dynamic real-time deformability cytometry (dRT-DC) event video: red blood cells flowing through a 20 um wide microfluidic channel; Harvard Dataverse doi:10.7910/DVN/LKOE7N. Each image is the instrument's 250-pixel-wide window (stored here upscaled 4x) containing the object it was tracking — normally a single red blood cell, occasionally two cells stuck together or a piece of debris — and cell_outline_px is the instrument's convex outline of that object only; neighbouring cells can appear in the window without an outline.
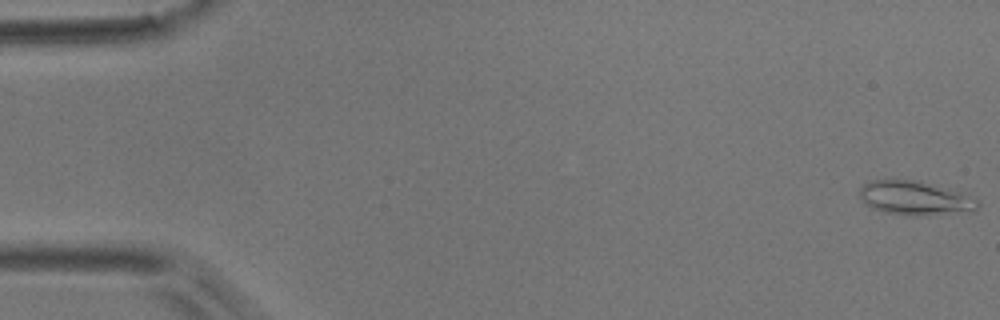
{"species": "common noctule bat (a hibernating species)", "species_latin": "Nyctalus noctula", "temperature_condition": "room temperature", "stored_images_in_passage": 54, "camera_frame_rate_fps": 3000, "um_per_image_px": 0.085, "animal": {"sex": "male", "body_mass_g": 17.9}, "frame": {"image": 1, "passage_image": 1, "time_ms": 0.0, "image_size_px": [1000, 320], "cell_outline_px": [[980, 204], [972, 212], [924, 216], [908, 216], [884, 212], [872, 208], [864, 204], [860, 200], [860, 188], [868, 180], [916, 180], [964, 192], [976, 196], [980, 200]], "centroid_in_image_um": [77.84, 16.86], "position_along_channel_um": 7.2, "area_um2": 24.16}}
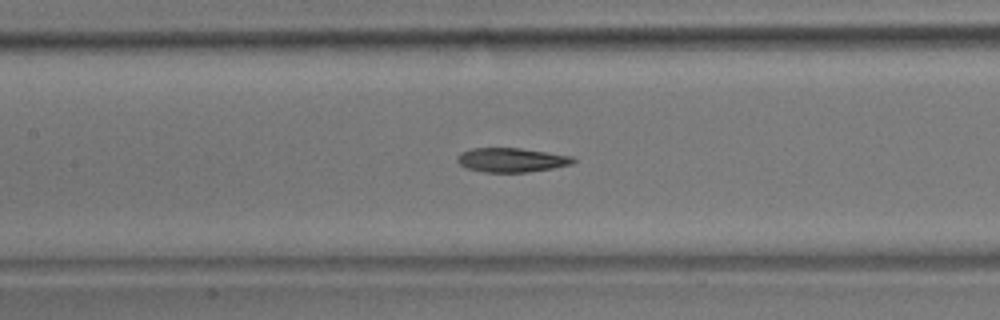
{"frame": {"image": 2, "passage_image": 25, "time_ms": 8.0, "image_size_px": [1000, 320], "cell_outline_px": [[576, 160], [572, 164], [552, 168], [528, 172], [484, 172], [468, 168], [460, 164], [456, 160], [456, 156], [460, 152], [472, 148], [520, 148], [572, 156]], "centroid_in_image_um": [43.45, 13.59], "position_along_channel_um": 163.9, "area_um2": 16.3}}
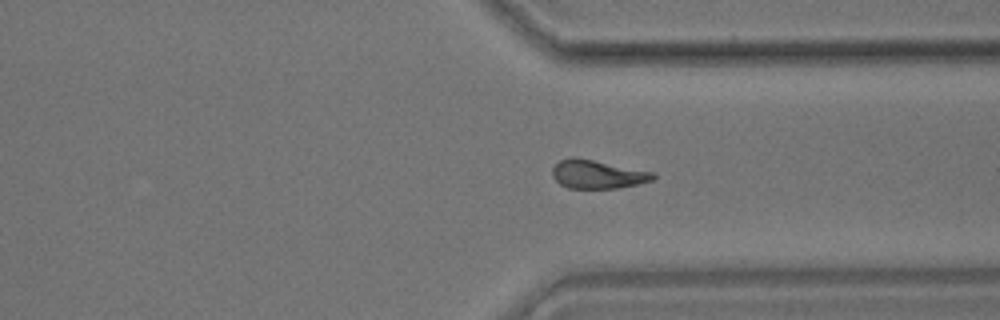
{"frame": {"image": 3, "passage_image": 41, "time_ms": 13.333, "image_size_px": [1000, 320], "cell_outline_px": [[656, 176], [652, 180], [636, 184], [616, 188], [568, 188], [560, 184], [552, 176], [552, 168], [560, 160], [572, 156], [576, 156], [656, 172]], "centroid_in_image_um": [50.78, 14.79], "position_along_channel_um": 360.6, "area_um2": 16.94}, "authors_computed_cell_mechanics": {"area_um2": 17.051, "velocity_mm_per_s": 3.6949, "shape_relaxation_time_tau1_ms": 6.6206, "shape_relaxation_time_tau2_ms": 4.5167, "deformation_change_tau1": 0.1909, "deformation_change_tau2": 0.1183}}